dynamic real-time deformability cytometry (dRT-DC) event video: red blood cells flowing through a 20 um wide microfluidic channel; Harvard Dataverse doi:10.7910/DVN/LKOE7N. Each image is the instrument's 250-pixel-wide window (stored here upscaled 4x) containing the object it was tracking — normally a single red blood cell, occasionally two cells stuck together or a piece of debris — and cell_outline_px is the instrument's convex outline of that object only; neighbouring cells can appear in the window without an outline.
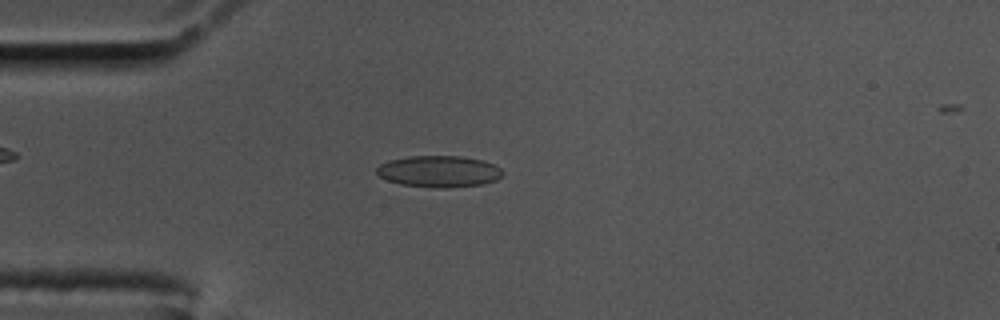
{"species": "common noctule bat (a hibernating species)", "species_latin": "Nyctalus noctula", "temperature_condition": "cold", "stored_images_in_passage": 51, "camera_frame_rate_fps": 3000, "um_per_image_px": 0.085, "animal": {"sex": "male", "body_mass_g": 17.5, "forearm_length_mm": 52.3}, "frame": {"image": 1, "passage_image": 8, "time_ms": 2.333, "image_size_px": [1000, 320], "cell_outline_px": [[496, 176], [492, 180], [476, 184], [408, 184], [392, 180], [380, 176], [376, 172], [384, 164], [396, 160], [420, 156], [448, 156], [476, 160], [488, 164]], "centroid_in_image_um": [37.16, 14.52], "position_along_channel_um": 47.8, "area_um2": 19.54}}
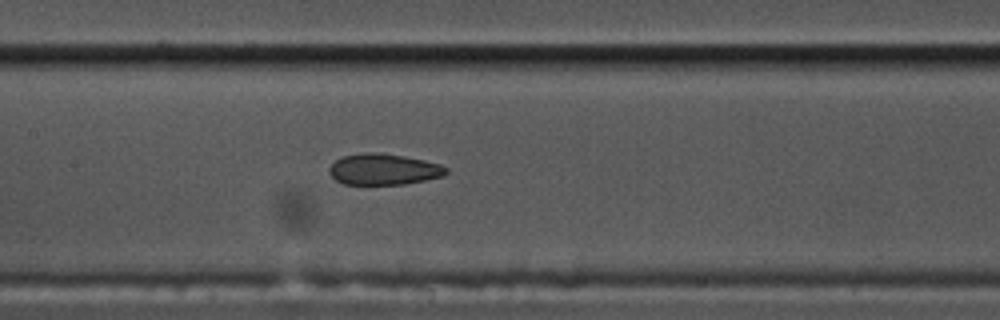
{"frame": {"image": 2, "passage_image": 20, "time_ms": 6.333, "image_size_px": [1000, 320], "cell_outline_px": [[444, 172], [440, 176], [420, 180], [396, 184], [348, 184], [332, 176], [332, 164], [336, 160], [348, 156], [396, 156], [420, 160], [436, 164], [444, 168]], "centroid_in_image_um": [32.58, 14.45], "position_along_channel_um": 174.8, "area_um2": 18.73}}
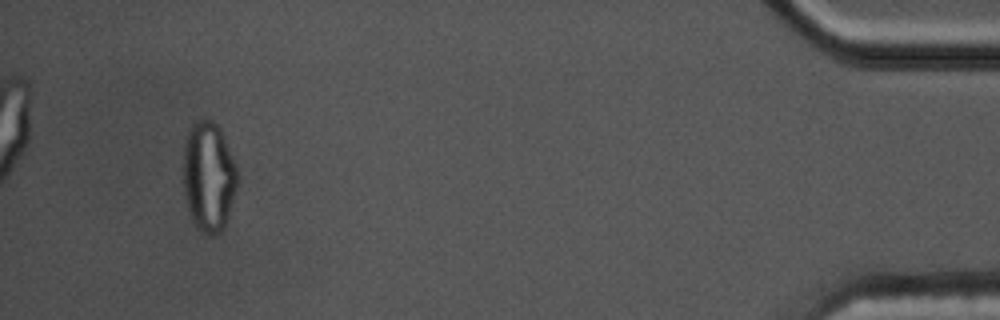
{"frame": {"image": 3, "passage_image": 47, "time_ms": 15.333, "image_size_px": [1000, 320], "cell_outline_px": [[232, 188], [224, 216], [220, 224], [200, 220], [196, 216], [192, 208], [188, 196], [188, 144], [196, 128], [204, 124], [208, 124], [216, 128], [232, 164]], "centroid_in_image_um": [17.75, 14.85], "position_along_channel_um": 417.5, "area_um2": 25.49}, "authors_computed_cell_mechanics": {"area_um2": 19.652, "velocity_mm_per_s": 3.5023, "shape_relaxation_time_tau1_ms": null, "shape_relaxation_time_tau2_ms": 2.452, "deformation_change_tau1": null, "deformation_change_tau2": 0.0755}}